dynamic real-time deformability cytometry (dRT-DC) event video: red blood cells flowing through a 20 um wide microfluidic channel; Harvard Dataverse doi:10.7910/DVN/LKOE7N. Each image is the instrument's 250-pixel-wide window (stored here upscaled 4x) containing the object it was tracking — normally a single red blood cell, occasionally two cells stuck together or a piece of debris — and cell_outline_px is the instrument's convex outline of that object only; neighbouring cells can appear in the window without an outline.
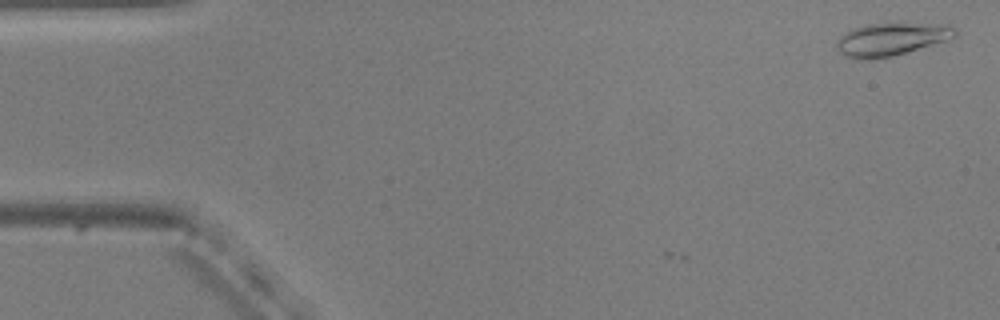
{"species": "common noctule bat (a hibernating species)", "species_latin": "Nyctalus noctula", "temperature_condition": "warm", "stored_images_in_passage": 2, "camera_frame_rate_fps": 3000, "um_per_image_px": 0.085, "animal": {"sex": "male", "body_mass_g": 20.5, "forearm_length_mm": 52.5}, "frame": {"image": 1, "passage_image": 2, "time_ms": 0.333, "image_size_px": [1000, 320], "cell_outline_px": [[956, 36], [948, 40], [892, 56], [868, 60], [856, 60], [844, 56], [836, 48], [836, 44], [840, 36], [852, 28], [868, 24], [948, 24], [956, 32]], "centroid_in_image_um": [75.7, 3.36], "position_along_channel_um": 9.3, "area_um2": 22.48}}